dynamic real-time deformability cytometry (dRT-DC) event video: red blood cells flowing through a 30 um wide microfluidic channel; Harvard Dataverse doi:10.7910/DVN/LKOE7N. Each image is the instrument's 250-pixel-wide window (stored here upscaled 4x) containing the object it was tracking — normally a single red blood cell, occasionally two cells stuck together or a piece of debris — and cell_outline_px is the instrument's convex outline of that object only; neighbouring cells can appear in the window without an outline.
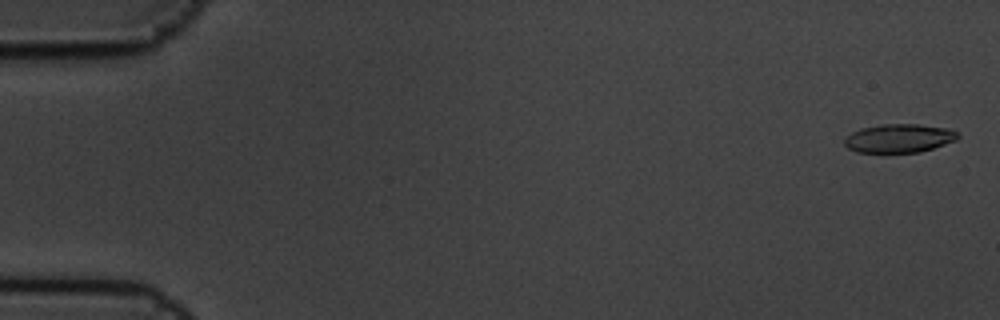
{"species": "common noctule bat (a hibernating species)", "species_latin": "Nyctalus noctula", "temperature_condition": "cold", "stored_images_in_passage": 5, "camera_frame_rate_fps": 3000, "um_per_image_px": 0.085, "animal": {"sex": "male", "body_mass_g": 19.5, "forearm_length_mm": 54.6}, "frame": {"image": 1, "passage_image": 1, "time_ms": 0.0, "image_size_px": [1000, 320], "cell_outline_px": [[960, 136], [956, 140], [920, 152], [856, 152], [848, 148], [844, 144], [844, 140], [852, 132], [860, 128], [880, 124], [916, 124], [948, 128], [956, 132]], "centroid_in_image_um": [76.41, 11.74], "position_along_channel_um": 8.6, "area_um2": 18.79}}
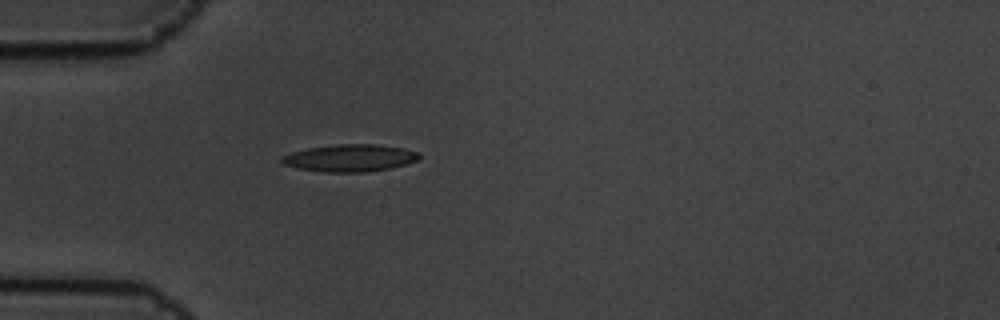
{"frame": {"image": 2, "passage_image": 5, "time_ms": 1.333, "image_size_px": [1000, 320], "cell_outline_px": [[420, 156], [416, 160], [404, 164], [388, 168], [364, 172], [324, 172], [296, 168], [284, 164], [280, 160], [280, 156], [292, 152], [308, 148], [336, 144], [380, 144], [404, 148], [420, 152]], "centroid_in_image_um": [29.72, 13.42], "position_along_channel_um": 55.3, "area_um2": 21.79}}